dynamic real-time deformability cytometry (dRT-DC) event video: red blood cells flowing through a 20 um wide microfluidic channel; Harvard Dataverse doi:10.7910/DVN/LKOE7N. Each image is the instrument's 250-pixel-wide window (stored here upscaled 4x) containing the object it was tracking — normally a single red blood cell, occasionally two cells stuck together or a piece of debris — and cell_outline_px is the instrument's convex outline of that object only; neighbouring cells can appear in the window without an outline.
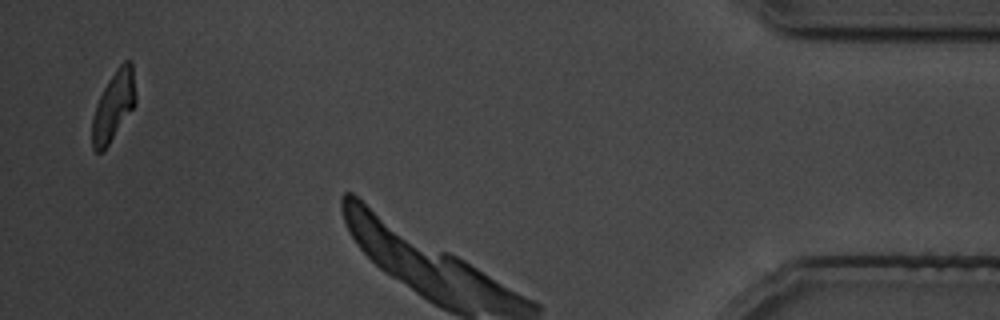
{"species": "common noctule bat (a hibernating species)", "species_latin": "Nyctalus noctula", "temperature_condition": "cold", "stored_images_in_passage": 32, "camera_frame_rate_fps": 3000, "um_per_image_px": 0.085, "animal": {"sex": "male", "body_mass_g": 19.5, "forearm_length_mm": 54.6}, "frame": {"image": 1, "passage_image": 32, "time_ms": 37.667, "image_size_px": [1000, 320], "cell_outline_px": [[136, 104], [104, 152], [96, 152], [92, 148], [92, 116], [96, 104], [108, 80], [116, 68], [124, 60], [132, 60], [136, 96]], "centroid_in_image_um": [9.66, 9.02], "position_along_channel_um": 425.5, "area_um2": 17.86}}